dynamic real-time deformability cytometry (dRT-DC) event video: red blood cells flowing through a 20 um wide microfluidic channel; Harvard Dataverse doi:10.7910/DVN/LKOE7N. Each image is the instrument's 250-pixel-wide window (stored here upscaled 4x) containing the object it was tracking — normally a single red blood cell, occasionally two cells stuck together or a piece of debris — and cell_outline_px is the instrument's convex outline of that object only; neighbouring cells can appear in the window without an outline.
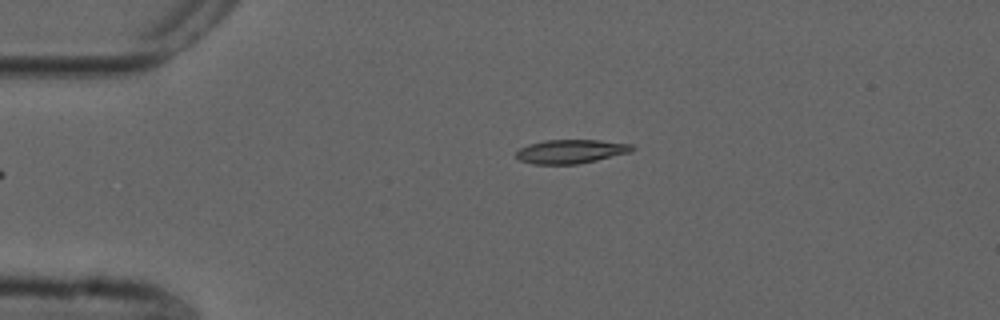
{"species": "common noctule bat (a hibernating species)", "species_latin": "Nyctalus noctula", "temperature_condition": "cold", "stored_images_in_passage": 43, "camera_frame_rate_fps": 3000, "um_per_image_px": 0.085, "animal": {"sex": "male", "forearm_length_mm": 52.5}, "frame": {"image": 1, "passage_image": 1, "time_ms": 0.0, "image_size_px": [1000, 320], "cell_outline_px": [[636, 148], [628, 152], [596, 160], [576, 164], [532, 164], [520, 160], [516, 156], [516, 152], [520, 148], [528, 144], [544, 140], [600, 140], [632, 144]], "centroid_in_image_um": [48.49, 12.86], "position_along_channel_um": 36.5, "area_um2": 16.01}}
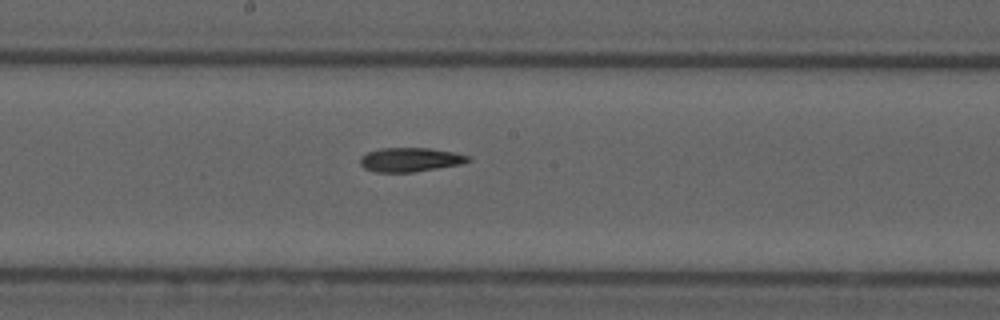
{"frame": {"image": 2, "passage_image": 18, "time_ms": 5.667, "image_size_px": [1000, 320], "cell_outline_px": [[472, 160], [460, 164], [412, 172], [376, 172], [364, 168], [360, 164], [360, 156], [368, 152], [380, 148], [428, 148], [452, 152], [468, 156]], "centroid_in_image_um": [34.82, 13.57], "position_along_channel_um": 213.4, "area_um2": 14.97}}
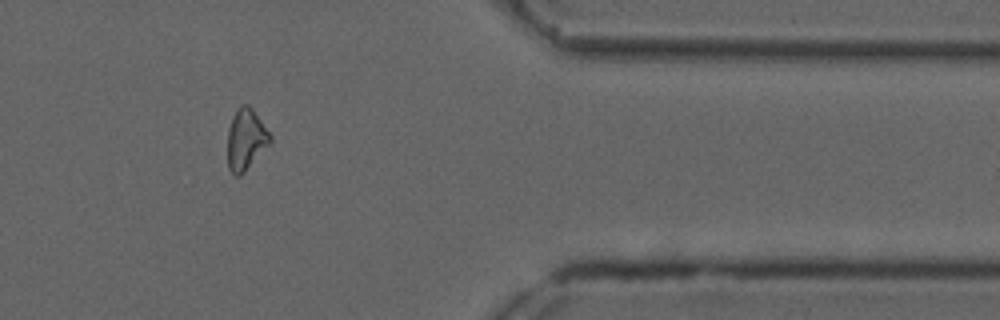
{"frame": {"image": 3, "passage_image": 34, "time_ms": 11.0, "image_size_px": [1000, 320], "cell_outline_px": [[272, 140], [244, 172], [240, 176], [236, 176], [228, 168], [228, 128], [232, 116], [240, 104], [248, 104], [252, 108], [272, 136]], "centroid_in_image_um": [20.88, 11.82], "position_along_channel_um": 390.5, "area_um2": 15.03}}